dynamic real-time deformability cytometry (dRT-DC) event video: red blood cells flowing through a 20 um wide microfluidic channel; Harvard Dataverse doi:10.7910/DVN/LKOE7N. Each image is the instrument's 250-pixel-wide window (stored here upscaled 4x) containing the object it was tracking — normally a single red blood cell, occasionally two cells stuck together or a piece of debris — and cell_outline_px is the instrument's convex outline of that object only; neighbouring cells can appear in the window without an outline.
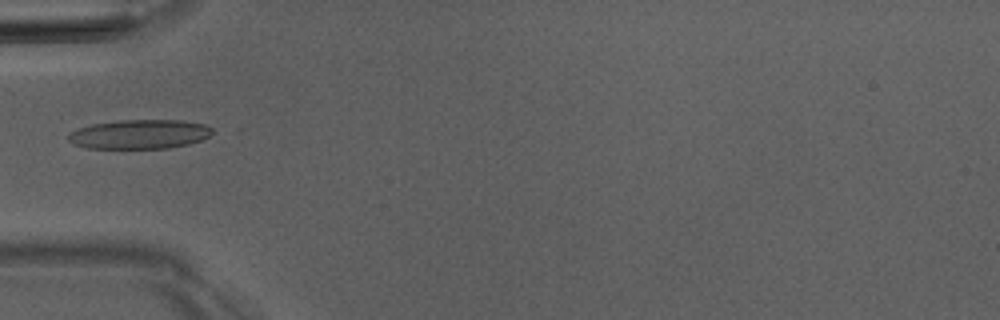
{"species": "Egyptian fruit bat (a non-hibernating species)", "species_latin": "Rousettus aegyptiacus", "temperature_condition": "room temperature", "stored_images_in_passage": 5, "camera_frame_rate_fps": 3000, "um_per_image_px": 0.085, "animal": {"sex": "male"}, "frame": {"image": 1, "passage_image": 4, "time_ms": 4.333, "image_size_px": [1000, 320], "cell_outline_px": [[212, 132], [208, 136], [200, 140], [188, 144], [168, 148], [88, 148], [76, 144], [68, 140], [68, 132], [92, 124], [120, 120], [180, 120], [204, 124], [212, 128]], "centroid_in_image_um": [11.85, 11.4], "position_along_channel_um": 73.1, "area_um2": 24.33}}